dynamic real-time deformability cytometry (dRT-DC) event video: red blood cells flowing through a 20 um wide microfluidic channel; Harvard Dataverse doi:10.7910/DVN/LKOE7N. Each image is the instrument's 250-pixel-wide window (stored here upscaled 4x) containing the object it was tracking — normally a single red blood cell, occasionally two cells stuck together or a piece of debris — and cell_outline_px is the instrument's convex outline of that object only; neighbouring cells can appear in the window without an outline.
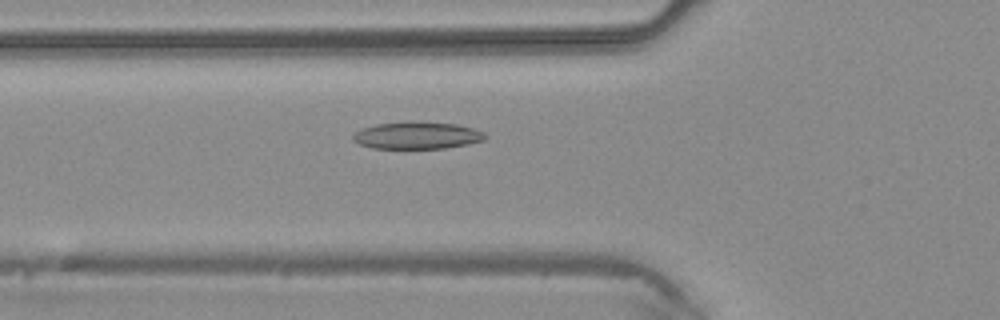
{"species": "common noctule bat (a hibernating species)", "species_latin": "Nyctalus noctula", "temperature_condition": "warm", "stored_images_in_passage": 35, "camera_frame_rate_fps": 3000, "um_per_image_px": 0.085, "animal": {"sex": "male", "body_mass_g": 20.4}, "frame": {"image": 1, "passage_image": 7, "time_ms": 2.0, "image_size_px": [1000, 320], "cell_outline_px": [[488, 136], [484, 140], [468, 144], [444, 148], [372, 148], [360, 144], [352, 140], [352, 136], [360, 128], [376, 124], [456, 124], [472, 128], [484, 132]], "centroid_in_image_um": [35.45, 11.55], "position_along_channel_um": 90.3, "area_um2": 20.0}}
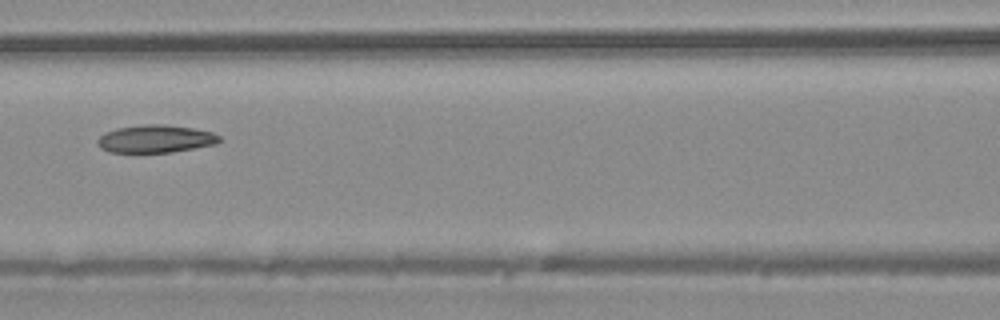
{"frame": {"image": 2, "passage_image": 11, "time_ms": 3.333, "image_size_px": [1000, 320], "cell_outline_px": [[220, 140], [216, 144], [172, 152], [140, 156], [108, 152], [100, 148], [96, 144], [96, 140], [104, 132], [116, 128], [144, 124], [164, 124], [192, 128], [212, 132], [220, 136]], "centroid_in_image_um": [13.12, 11.85], "position_along_channel_um": 153.5, "area_um2": 20.69}}
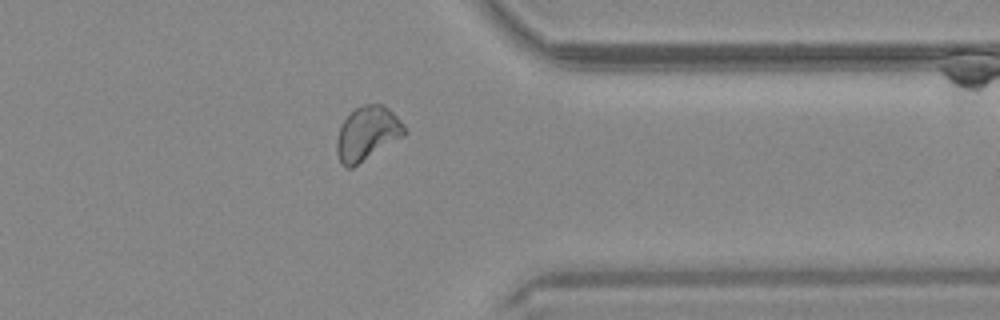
{"frame": {"image": 3, "passage_image": 26, "time_ms": 8.333, "image_size_px": [1000, 320], "cell_outline_px": [[408, 132], [404, 136], [352, 168], [344, 168], [336, 152], [336, 140], [340, 128], [344, 120], [356, 108], [364, 104], [384, 104], [404, 124]], "centroid_in_image_um": [31.23, 11.36], "position_along_channel_um": 380.2, "area_um2": 21.27}}